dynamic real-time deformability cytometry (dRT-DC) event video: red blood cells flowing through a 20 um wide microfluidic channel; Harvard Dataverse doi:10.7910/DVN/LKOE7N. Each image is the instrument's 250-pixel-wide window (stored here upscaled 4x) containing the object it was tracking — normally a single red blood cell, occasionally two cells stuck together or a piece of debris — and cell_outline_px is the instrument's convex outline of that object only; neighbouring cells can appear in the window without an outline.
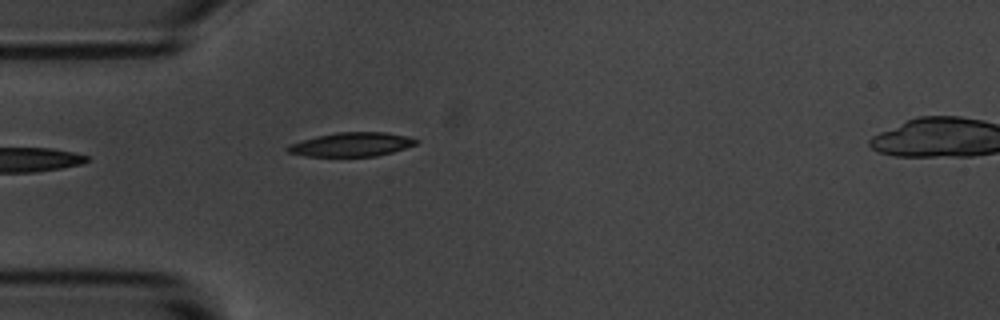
{"species": "common noctule bat (a hibernating species)", "species_latin": "Nyctalus noctula", "temperature_condition": "room temperature", "stored_images_in_passage": 19, "camera_frame_rate_fps": 3000, "um_per_image_px": 0.085, "animal": {"sex": "male", "body_mass_g": 20.1, "forearm_length_mm": 53.5}, "frame": {"image": 1, "passage_image": 1, "time_ms": 0.0, "image_size_px": [1000, 320], "cell_outline_px": [[420, 140], [416, 144], [392, 152], [376, 156], [304, 156], [288, 152], [284, 148], [288, 144], [316, 136], [336, 132], [384, 132], [404, 136]], "centroid_in_image_um": [29.82, 12.28], "position_along_channel_um": 55.2, "area_um2": 17.86}}